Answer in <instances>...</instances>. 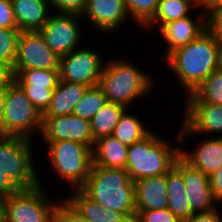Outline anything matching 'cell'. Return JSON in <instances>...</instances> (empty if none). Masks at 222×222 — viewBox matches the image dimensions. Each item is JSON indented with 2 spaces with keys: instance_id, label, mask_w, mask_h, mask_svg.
<instances>
[{
  "instance_id": "34",
  "label": "cell",
  "mask_w": 222,
  "mask_h": 222,
  "mask_svg": "<svg viewBox=\"0 0 222 222\" xmlns=\"http://www.w3.org/2000/svg\"><path fill=\"white\" fill-rule=\"evenodd\" d=\"M133 222H180L168 209L136 211Z\"/></svg>"
},
{
  "instance_id": "17",
  "label": "cell",
  "mask_w": 222,
  "mask_h": 222,
  "mask_svg": "<svg viewBox=\"0 0 222 222\" xmlns=\"http://www.w3.org/2000/svg\"><path fill=\"white\" fill-rule=\"evenodd\" d=\"M136 211L168 208L166 174L134 181Z\"/></svg>"
},
{
  "instance_id": "37",
  "label": "cell",
  "mask_w": 222,
  "mask_h": 222,
  "mask_svg": "<svg viewBox=\"0 0 222 222\" xmlns=\"http://www.w3.org/2000/svg\"><path fill=\"white\" fill-rule=\"evenodd\" d=\"M0 28H17L11 0H0Z\"/></svg>"
},
{
  "instance_id": "15",
  "label": "cell",
  "mask_w": 222,
  "mask_h": 222,
  "mask_svg": "<svg viewBox=\"0 0 222 222\" xmlns=\"http://www.w3.org/2000/svg\"><path fill=\"white\" fill-rule=\"evenodd\" d=\"M202 10L196 16V19L192 16L179 18L177 20L170 21L164 24L160 28L163 40H165L166 50L162 56L165 59L171 52L187 45L191 41L195 40L201 33L207 29V11L206 5L202 3ZM202 12V13H201Z\"/></svg>"
},
{
  "instance_id": "30",
  "label": "cell",
  "mask_w": 222,
  "mask_h": 222,
  "mask_svg": "<svg viewBox=\"0 0 222 222\" xmlns=\"http://www.w3.org/2000/svg\"><path fill=\"white\" fill-rule=\"evenodd\" d=\"M18 28H0V65L13 69L17 54Z\"/></svg>"
},
{
  "instance_id": "16",
  "label": "cell",
  "mask_w": 222,
  "mask_h": 222,
  "mask_svg": "<svg viewBox=\"0 0 222 222\" xmlns=\"http://www.w3.org/2000/svg\"><path fill=\"white\" fill-rule=\"evenodd\" d=\"M84 15L97 30L109 34L129 17L124 0H88Z\"/></svg>"
},
{
  "instance_id": "22",
  "label": "cell",
  "mask_w": 222,
  "mask_h": 222,
  "mask_svg": "<svg viewBox=\"0 0 222 222\" xmlns=\"http://www.w3.org/2000/svg\"><path fill=\"white\" fill-rule=\"evenodd\" d=\"M166 182L168 209L180 222L188 220L194 213L188 203L183 174L175 165L166 173Z\"/></svg>"
},
{
  "instance_id": "42",
  "label": "cell",
  "mask_w": 222,
  "mask_h": 222,
  "mask_svg": "<svg viewBox=\"0 0 222 222\" xmlns=\"http://www.w3.org/2000/svg\"><path fill=\"white\" fill-rule=\"evenodd\" d=\"M13 80L11 69L0 65V92H4L8 84Z\"/></svg>"
},
{
  "instance_id": "14",
  "label": "cell",
  "mask_w": 222,
  "mask_h": 222,
  "mask_svg": "<svg viewBox=\"0 0 222 222\" xmlns=\"http://www.w3.org/2000/svg\"><path fill=\"white\" fill-rule=\"evenodd\" d=\"M174 165L182 172L186 195L193 213L207 212L217 208L210 188V178L179 156Z\"/></svg>"
},
{
  "instance_id": "4",
  "label": "cell",
  "mask_w": 222,
  "mask_h": 222,
  "mask_svg": "<svg viewBox=\"0 0 222 222\" xmlns=\"http://www.w3.org/2000/svg\"><path fill=\"white\" fill-rule=\"evenodd\" d=\"M151 132L129 146L126 171L133 181L166 174L180 156V148Z\"/></svg>"
},
{
  "instance_id": "29",
  "label": "cell",
  "mask_w": 222,
  "mask_h": 222,
  "mask_svg": "<svg viewBox=\"0 0 222 222\" xmlns=\"http://www.w3.org/2000/svg\"><path fill=\"white\" fill-rule=\"evenodd\" d=\"M193 95L202 103L222 105V72L213 71Z\"/></svg>"
},
{
  "instance_id": "8",
  "label": "cell",
  "mask_w": 222,
  "mask_h": 222,
  "mask_svg": "<svg viewBox=\"0 0 222 222\" xmlns=\"http://www.w3.org/2000/svg\"><path fill=\"white\" fill-rule=\"evenodd\" d=\"M42 114L13 79L5 90L3 135L32 139L41 132Z\"/></svg>"
},
{
  "instance_id": "26",
  "label": "cell",
  "mask_w": 222,
  "mask_h": 222,
  "mask_svg": "<svg viewBox=\"0 0 222 222\" xmlns=\"http://www.w3.org/2000/svg\"><path fill=\"white\" fill-rule=\"evenodd\" d=\"M106 102L107 98L98 85L89 87L75 105L72 114L90 121Z\"/></svg>"
},
{
  "instance_id": "31",
  "label": "cell",
  "mask_w": 222,
  "mask_h": 222,
  "mask_svg": "<svg viewBox=\"0 0 222 222\" xmlns=\"http://www.w3.org/2000/svg\"><path fill=\"white\" fill-rule=\"evenodd\" d=\"M160 0H124L129 16L145 27L155 16Z\"/></svg>"
},
{
  "instance_id": "10",
  "label": "cell",
  "mask_w": 222,
  "mask_h": 222,
  "mask_svg": "<svg viewBox=\"0 0 222 222\" xmlns=\"http://www.w3.org/2000/svg\"><path fill=\"white\" fill-rule=\"evenodd\" d=\"M54 13L50 14L39 32L50 49L62 57L79 48L82 33L78 21L84 17L74 13Z\"/></svg>"
},
{
  "instance_id": "27",
  "label": "cell",
  "mask_w": 222,
  "mask_h": 222,
  "mask_svg": "<svg viewBox=\"0 0 222 222\" xmlns=\"http://www.w3.org/2000/svg\"><path fill=\"white\" fill-rule=\"evenodd\" d=\"M76 190L69 198H64L79 214L91 222H103L104 207L89 198L81 189Z\"/></svg>"
},
{
  "instance_id": "3",
  "label": "cell",
  "mask_w": 222,
  "mask_h": 222,
  "mask_svg": "<svg viewBox=\"0 0 222 222\" xmlns=\"http://www.w3.org/2000/svg\"><path fill=\"white\" fill-rule=\"evenodd\" d=\"M152 79L130 61L117 58L104 64L98 86L108 102L128 109L129 104L151 90L154 85Z\"/></svg>"
},
{
  "instance_id": "36",
  "label": "cell",
  "mask_w": 222,
  "mask_h": 222,
  "mask_svg": "<svg viewBox=\"0 0 222 222\" xmlns=\"http://www.w3.org/2000/svg\"><path fill=\"white\" fill-rule=\"evenodd\" d=\"M88 0H48L50 8L60 13L81 15L85 11Z\"/></svg>"
},
{
  "instance_id": "46",
  "label": "cell",
  "mask_w": 222,
  "mask_h": 222,
  "mask_svg": "<svg viewBox=\"0 0 222 222\" xmlns=\"http://www.w3.org/2000/svg\"><path fill=\"white\" fill-rule=\"evenodd\" d=\"M201 3H204V4H206V3H208V2H210V1H214V0H199Z\"/></svg>"
},
{
  "instance_id": "28",
  "label": "cell",
  "mask_w": 222,
  "mask_h": 222,
  "mask_svg": "<svg viewBox=\"0 0 222 222\" xmlns=\"http://www.w3.org/2000/svg\"><path fill=\"white\" fill-rule=\"evenodd\" d=\"M13 79L18 84L57 85L59 69H12Z\"/></svg>"
},
{
  "instance_id": "11",
  "label": "cell",
  "mask_w": 222,
  "mask_h": 222,
  "mask_svg": "<svg viewBox=\"0 0 222 222\" xmlns=\"http://www.w3.org/2000/svg\"><path fill=\"white\" fill-rule=\"evenodd\" d=\"M184 119L177 140L183 141L193 134L222 133V105L200 102L193 94L184 97Z\"/></svg>"
},
{
  "instance_id": "2",
  "label": "cell",
  "mask_w": 222,
  "mask_h": 222,
  "mask_svg": "<svg viewBox=\"0 0 222 222\" xmlns=\"http://www.w3.org/2000/svg\"><path fill=\"white\" fill-rule=\"evenodd\" d=\"M107 210L123 212L132 222L136 216L134 181L126 169L92 165L80 188Z\"/></svg>"
},
{
  "instance_id": "19",
  "label": "cell",
  "mask_w": 222,
  "mask_h": 222,
  "mask_svg": "<svg viewBox=\"0 0 222 222\" xmlns=\"http://www.w3.org/2000/svg\"><path fill=\"white\" fill-rule=\"evenodd\" d=\"M17 28L20 31H39L52 12L48 2L39 0H11Z\"/></svg>"
},
{
  "instance_id": "43",
  "label": "cell",
  "mask_w": 222,
  "mask_h": 222,
  "mask_svg": "<svg viewBox=\"0 0 222 222\" xmlns=\"http://www.w3.org/2000/svg\"><path fill=\"white\" fill-rule=\"evenodd\" d=\"M4 106H5V91L0 92V135H3V128H4Z\"/></svg>"
},
{
  "instance_id": "5",
  "label": "cell",
  "mask_w": 222,
  "mask_h": 222,
  "mask_svg": "<svg viewBox=\"0 0 222 222\" xmlns=\"http://www.w3.org/2000/svg\"><path fill=\"white\" fill-rule=\"evenodd\" d=\"M46 157L59 178L73 189H80L86 182L92 166V148L75 141H45Z\"/></svg>"
},
{
  "instance_id": "25",
  "label": "cell",
  "mask_w": 222,
  "mask_h": 222,
  "mask_svg": "<svg viewBox=\"0 0 222 222\" xmlns=\"http://www.w3.org/2000/svg\"><path fill=\"white\" fill-rule=\"evenodd\" d=\"M126 109L120 116L112 135L122 144L130 146L148 136L152 131L147 129L145 125L133 114L127 113Z\"/></svg>"
},
{
  "instance_id": "41",
  "label": "cell",
  "mask_w": 222,
  "mask_h": 222,
  "mask_svg": "<svg viewBox=\"0 0 222 222\" xmlns=\"http://www.w3.org/2000/svg\"><path fill=\"white\" fill-rule=\"evenodd\" d=\"M103 222H132L123 212L111 211L104 208Z\"/></svg>"
},
{
  "instance_id": "9",
  "label": "cell",
  "mask_w": 222,
  "mask_h": 222,
  "mask_svg": "<svg viewBox=\"0 0 222 222\" xmlns=\"http://www.w3.org/2000/svg\"><path fill=\"white\" fill-rule=\"evenodd\" d=\"M103 57L94 48H77L60 57L59 80L80 83L88 87L98 85L104 66Z\"/></svg>"
},
{
  "instance_id": "44",
  "label": "cell",
  "mask_w": 222,
  "mask_h": 222,
  "mask_svg": "<svg viewBox=\"0 0 222 222\" xmlns=\"http://www.w3.org/2000/svg\"><path fill=\"white\" fill-rule=\"evenodd\" d=\"M219 71L222 72V46L219 49V53H218V68Z\"/></svg>"
},
{
  "instance_id": "20",
  "label": "cell",
  "mask_w": 222,
  "mask_h": 222,
  "mask_svg": "<svg viewBox=\"0 0 222 222\" xmlns=\"http://www.w3.org/2000/svg\"><path fill=\"white\" fill-rule=\"evenodd\" d=\"M89 87L80 83L59 80L50 104L42 116L71 115L77 102Z\"/></svg>"
},
{
  "instance_id": "12",
  "label": "cell",
  "mask_w": 222,
  "mask_h": 222,
  "mask_svg": "<svg viewBox=\"0 0 222 222\" xmlns=\"http://www.w3.org/2000/svg\"><path fill=\"white\" fill-rule=\"evenodd\" d=\"M59 63L39 31H21L13 69H59Z\"/></svg>"
},
{
  "instance_id": "40",
  "label": "cell",
  "mask_w": 222,
  "mask_h": 222,
  "mask_svg": "<svg viewBox=\"0 0 222 222\" xmlns=\"http://www.w3.org/2000/svg\"><path fill=\"white\" fill-rule=\"evenodd\" d=\"M20 189L8 178L2 168H0V200L18 192Z\"/></svg>"
},
{
  "instance_id": "38",
  "label": "cell",
  "mask_w": 222,
  "mask_h": 222,
  "mask_svg": "<svg viewBox=\"0 0 222 222\" xmlns=\"http://www.w3.org/2000/svg\"><path fill=\"white\" fill-rule=\"evenodd\" d=\"M218 209L219 207L207 212L194 213L184 222H222V215Z\"/></svg>"
},
{
  "instance_id": "45",
  "label": "cell",
  "mask_w": 222,
  "mask_h": 222,
  "mask_svg": "<svg viewBox=\"0 0 222 222\" xmlns=\"http://www.w3.org/2000/svg\"><path fill=\"white\" fill-rule=\"evenodd\" d=\"M0 222H2V205H1V201H0Z\"/></svg>"
},
{
  "instance_id": "13",
  "label": "cell",
  "mask_w": 222,
  "mask_h": 222,
  "mask_svg": "<svg viewBox=\"0 0 222 222\" xmlns=\"http://www.w3.org/2000/svg\"><path fill=\"white\" fill-rule=\"evenodd\" d=\"M44 141H75L93 148L95 143L89 120L76 115L42 116L40 132Z\"/></svg>"
},
{
  "instance_id": "6",
  "label": "cell",
  "mask_w": 222,
  "mask_h": 222,
  "mask_svg": "<svg viewBox=\"0 0 222 222\" xmlns=\"http://www.w3.org/2000/svg\"><path fill=\"white\" fill-rule=\"evenodd\" d=\"M30 144L29 138L0 135V168L19 189H32L41 184Z\"/></svg>"
},
{
  "instance_id": "33",
  "label": "cell",
  "mask_w": 222,
  "mask_h": 222,
  "mask_svg": "<svg viewBox=\"0 0 222 222\" xmlns=\"http://www.w3.org/2000/svg\"><path fill=\"white\" fill-rule=\"evenodd\" d=\"M207 11V29L222 46V0H214L205 4Z\"/></svg>"
},
{
  "instance_id": "7",
  "label": "cell",
  "mask_w": 222,
  "mask_h": 222,
  "mask_svg": "<svg viewBox=\"0 0 222 222\" xmlns=\"http://www.w3.org/2000/svg\"><path fill=\"white\" fill-rule=\"evenodd\" d=\"M44 191L39 184L32 189H20L0 200L2 222H55L59 201H51Z\"/></svg>"
},
{
  "instance_id": "18",
  "label": "cell",
  "mask_w": 222,
  "mask_h": 222,
  "mask_svg": "<svg viewBox=\"0 0 222 222\" xmlns=\"http://www.w3.org/2000/svg\"><path fill=\"white\" fill-rule=\"evenodd\" d=\"M199 145L193 151L180 149V156L210 177L222 166V136L203 140Z\"/></svg>"
},
{
  "instance_id": "32",
  "label": "cell",
  "mask_w": 222,
  "mask_h": 222,
  "mask_svg": "<svg viewBox=\"0 0 222 222\" xmlns=\"http://www.w3.org/2000/svg\"><path fill=\"white\" fill-rule=\"evenodd\" d=\"M33 106L43 114L50 104L53 90L57 85L19 84Z\"/></svg>"
},
{
  "instance_id": "23",
  "label": "cell",
  "mask_w": 222,
  "mask_h": 222,
  "mask_svg": "<svg viewBox=\"0 0 222 222\" xmlns=\"http://www.w3.org/2000/svg\"><path fill=\"white\" fill-rule=\"evenodd\" d=\"M194 7H202V3L199 0H160L155 16L145 27L147 29L157 24L160 29L170 21L189 16V11Z\"/></svg>"
},
{
  "instance_id": "1",
  "label": "cell",
  "mask_w": 222,
  "mask_h": 222,
  "mask_svg": "<svg viewBox=\"0 0 222 222\" xmlns=\"http://www.w3.org/2000/svg\"><path fill=\"white\" fill-rule=\"evenodd\" d=\"M220 47L212 33L206 29L195 40L177 48L164 59L180 81L186 96L193 94L217 70Z\"/></svg>"
},
{
  "instance_id": "21",
  "label": "cell",
  "mask_w": 222,
  "mask_h": 222,
  "mask_svg": "<svg viewBox=\"0 0 222 222\" xmlns=\"http://www.w3.org/2000/svg\"><path fill=\"white\" fill-rule=\"evenodd\" d=\"M129 147L113 135L95 141L92 148V165L125 169Z\"/></svg>"
},
{
  "instance_id": "35",
  "label": "cell",
  "mask_w": 222,
  "mask_h": 222,
  "mask_svg": "<svg viewBox=\"0 0 222 222\" xmlns=\"http://www.w3.org/2000/svg\"><path fill=\"white\" fill-rule=\"evenodd\" d=\"M55 222H91L79 214L64 198L60 200L56 212Z\"/></svg>"
},
{
  "instance_id": "24",
  "label": "cell",
  "mask_w": 222,
  "mask_h": 222,
  "mask_svg": "<svg viewBox=\"0 0 222 222\" xmlns=\"http://www.w3.org/2000/svg\"><path fill=\"white\" fill-rule=\"evenodd\" d=\"M127 108L121 104L106 102L90 120L94 141L112 135L120 116Z\"/></svg>"
},
{
  "instance_id": "39",
  "label": "cell",
  "mask_w": 222,
  "mask_h": 222,
  "mask_svg": "<svg viewBox=\"0 0 222 222\" xmlns=\"http://www.w3.org/2000/svg\"><path fill=\"white\" fill-rule=\"evenodd\" d=\"M209 178L213 199L220 204L222 202V166Z\"/></svg>"
}]
</instances>
